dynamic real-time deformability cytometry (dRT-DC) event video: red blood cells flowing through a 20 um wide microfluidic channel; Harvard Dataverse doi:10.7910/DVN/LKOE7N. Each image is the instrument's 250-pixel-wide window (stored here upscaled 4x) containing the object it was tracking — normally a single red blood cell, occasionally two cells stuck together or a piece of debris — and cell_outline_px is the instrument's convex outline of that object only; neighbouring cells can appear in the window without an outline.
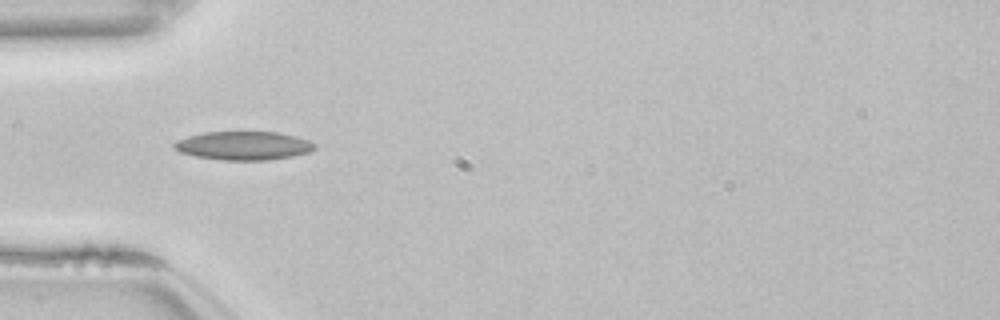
{"species": "common noctule bat (a hibernating species)", "species_latin": "Nyctalus noctula", "temperature_condition": "room temperature", "stored_images_in_passage": 37, "camera_frame_rate_fps": 3000, "um_per_image_px": 0.085, "animal": {"sex": "female", "body_mass_g": 22.7, "forearm_length_mm": 54.2}, "frame": {"image": 1, "passage_image": 1, "time_ms": 0.0, "image_size_px": [1000, 320], "cell_outline_px": [[316, 148], [308, 152], [292, 156], [268, 160], [224, 160], [196, 156], [180, 152], [172, 148], [172, 144], [176, 140], [188, 136], [204, 132], [276, 132], [296, 136], [308, 140], [316, 144]], "centroid_in_image_um": [20.68, 12.38], "position_along_channel_um": 64.3, "area_um2": 23.41}}
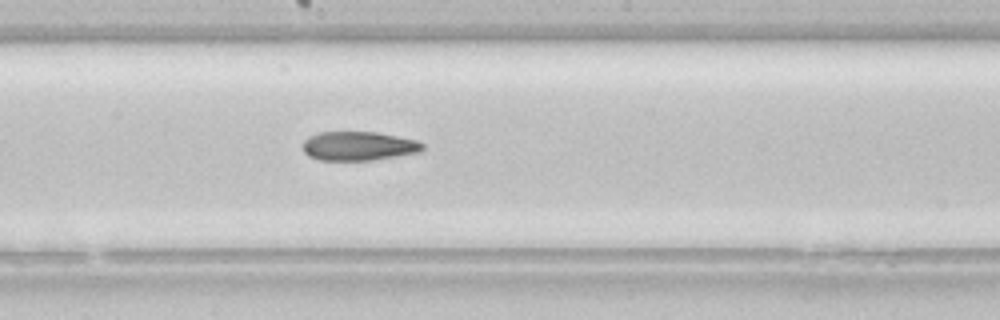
{"frame": {"image": 2, "passage_image": 13, "time_ms": 4.0, "image_size_px": [1000, 320], "cell_outline_px": [[424, 148], [420, 152], [372, 160], [320, 160], [308, 156], [304, 152], [304, 140], [308, 136], [320, 132], [376, 132], [416, 140], [424, 144]], "centroid_in_image_um": [30.47, 12.41], "position_along_channel_um": 217.7, "area_um2": 20.17}}
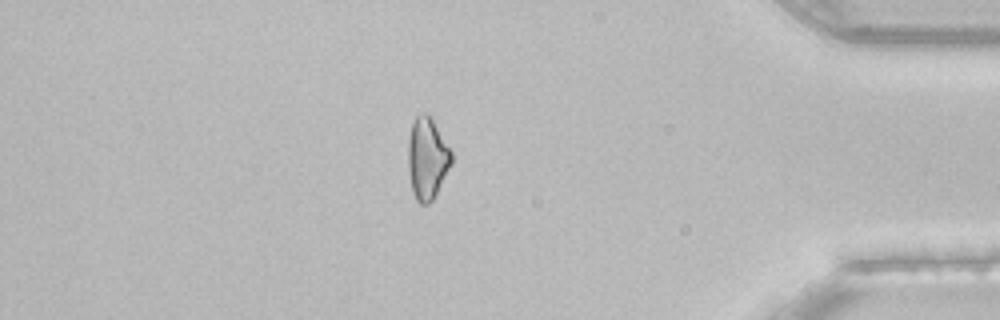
{"frame": {"image": 3, "passage_image": 30, "time_ms": 9.667, "image_size_px": [1000, 320], "cell_outline_px": [[452, 164], [432, 200], [428, 204], [420, 204], [416, 200], [412, 192], [408, 172], [408, 140], [412, 124], [416, 116], [420, 112], [428, 112], [452, 152]], "centroid_in_image_um": [36.3, 13.45], "position_along_channel_um": 398.9, "area_um2": 20.75}, "authors_computed_cell_mechanics": {"area_um2": 20.8658, "velocity_mm_per_s": 3.8569, "shape_relaxation_time_tau1_ms": null, "shape_relaxation_time_tau2_ms": 9.9941, "deformation_change_tau1": null, "deformation_change_tau2": 0.2212}}